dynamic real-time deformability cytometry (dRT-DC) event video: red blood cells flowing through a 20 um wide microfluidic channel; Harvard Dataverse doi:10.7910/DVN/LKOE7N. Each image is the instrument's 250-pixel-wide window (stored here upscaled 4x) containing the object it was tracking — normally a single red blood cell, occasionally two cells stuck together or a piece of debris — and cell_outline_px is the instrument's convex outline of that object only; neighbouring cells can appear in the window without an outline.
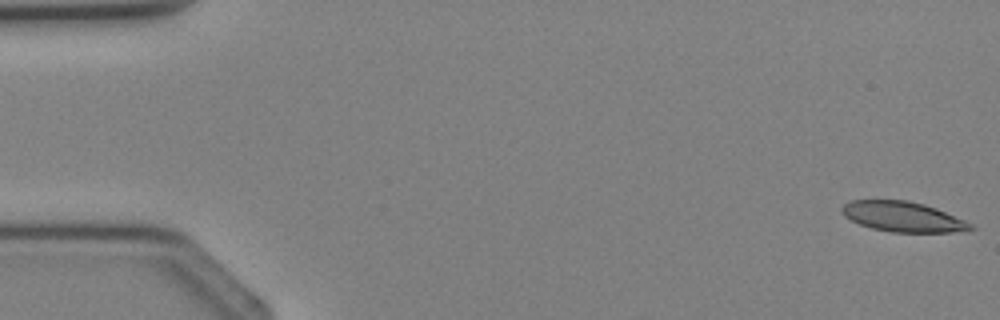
{"species": "Egyptian fruit bat (a non-hibernating species)", "species_latin": "Rousettus aegyptiacus", "temperature_condition": "cold", "stored_images_in_passage": 4, "camera_frame_rate_fps": 3000, "um_per_image_px": 0.085, "animal": {"sex": "female"}, "frame": {"image": 1, "passage_image": 1, "time_ms": 0.0, "image_size_px": [1000, 320], "cell_outline_px": [[976, 228], [952, 232], [892, 232], [872, 228], [860, 224], [844, 216], [840, 208], [844, 204], [852, 200], [908, 200], [924, 204], [936, 208], [964, 220], [972, 224]], "centroid_in_image_um": [76.73, 18.41], "position_along_channel_um": 8.3, "area_um2": 22.43}}
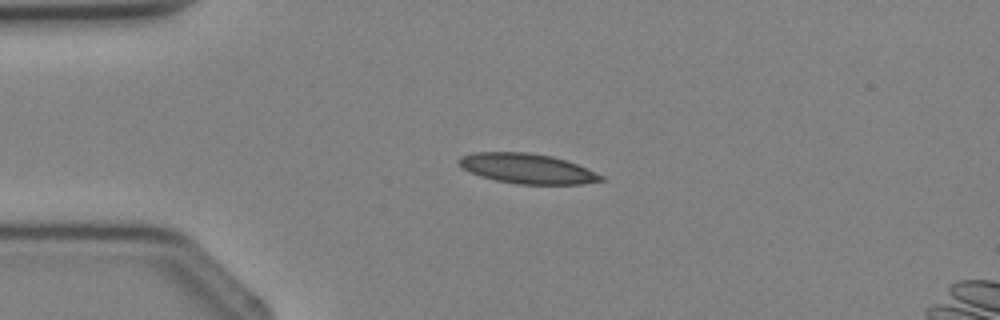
{"frame": {"image": 2, "passage_image": 3, "time_ms": 2.667, "image_size_px": [1000, 320], "cell_outline_px": [[604, 180], [580, 184], [520, 184], [496, 180], [480, 176], [464, 168], [456, 160], [460, 156], [476, 152], [528, 152], [552, 156], [588, 168], [604, 176]], "centroid_in_image_um": [44.82, 14.32], "position_along_channel_um": 40.2, "area_um2": 24.62}}